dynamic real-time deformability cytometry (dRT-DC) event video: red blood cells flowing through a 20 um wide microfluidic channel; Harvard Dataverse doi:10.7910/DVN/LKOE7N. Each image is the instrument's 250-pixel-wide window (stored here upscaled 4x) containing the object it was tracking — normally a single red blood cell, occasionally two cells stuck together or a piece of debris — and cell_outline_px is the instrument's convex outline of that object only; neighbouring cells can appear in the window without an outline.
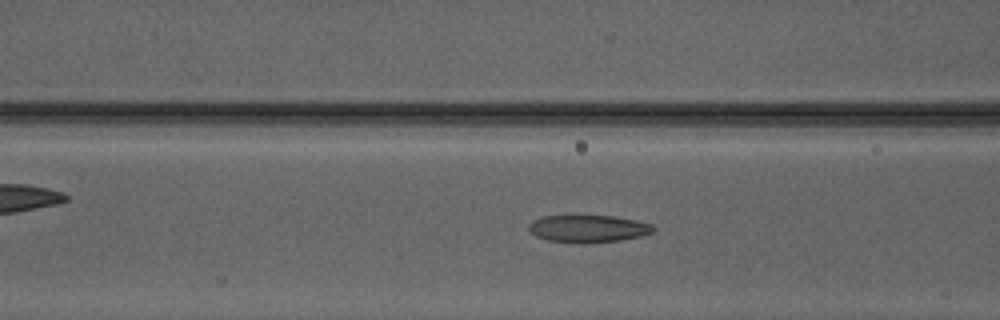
{"species": "Egyptian fruit bat (a non-hibernating species)", "species_latin": "Rousettus aegyptiacus", "temperature_condition": "warm", "stored_images_in_passage": 51, "camera_frame_rate_fps": 3000, "um_per_image_px": 0.085, "animal": {"sex": "male"}, "frame": {"image": 1, "passage_image": 21, "time_ms": 6.667, "image_size_px": [1000, 320], "cell_outline_px": [[656, 228], [652, 232], [640, 236], [620, 240], [588, 244], [580, 244], [548, 240], [536, 236], [528, 228], [528, 224], [532, 220], [540, 216], [568, 212], [576, 212], [612, 216], [636, 220], [652, 224]], "centroid_in_image_um": [49.92, 19.38], "position_along_channel_um": 116.7, "area_um2": 21.15}}
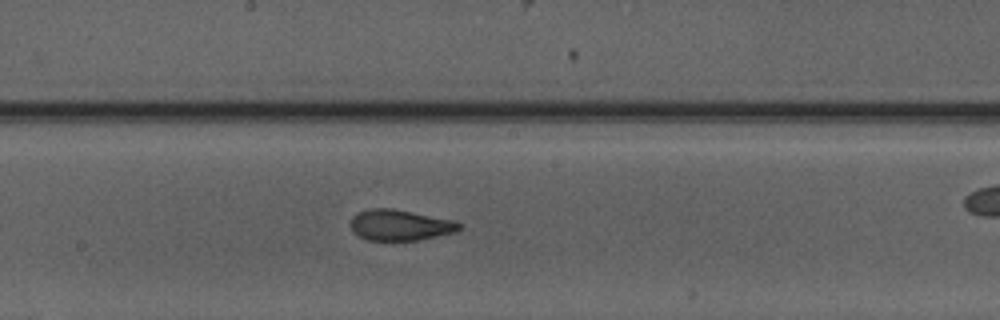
{"frame": {"image": 2, "passage_image": 28, "time_ms": 9.0, "image_size_px": [1000, 320], "cell_outline_px": [[460, 228], [456, 232], [416, 240], [368, 240], [352, 232], [352, 216], [356, 212], [368, 208], [392, 208], [456, 220], [460, 224]], "centroid_in_image_um": [33.99, 19.11], "position_along_channel_um": 214.2, "area_um2": 19.54}}
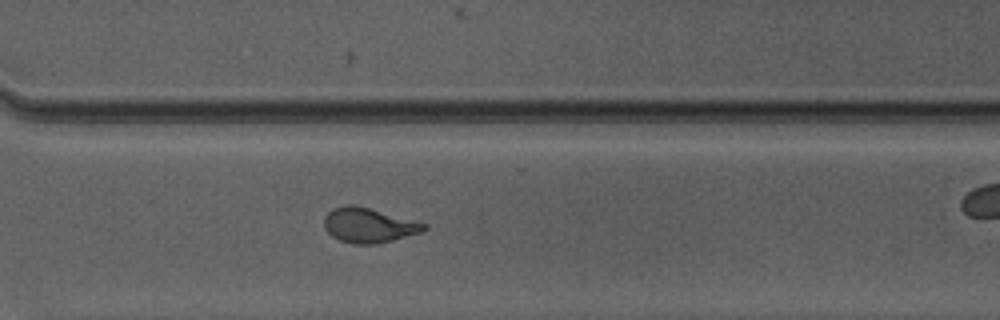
{"frame": {"image": 3, "passage_image": 37, "time_ms": 12.0, "image_size_px": [1000, 320], "cell_outline_px": [[428, 228], [420, 232], [392, 240], [376, 244], [352, 244], [340, 240], [332, 236], [324, 228], [324, 216], [332, 208], [348, 204], [352, 204], [368, 208], [428, 224]], "centroid_in_image_um": [31.3, 19.15], "position_along_channel_um": 339.3, "area_um2": 20.06}, "authors_computed_cell_mechanics": {"area_um2": 19.8832, "velocity_mm_per_s": 4.1754, "shape_relaxation_time_tau1_ms": null, "shape_relaxation_time_tau2_ms": 1.2654, "deformation_change_tau1": null, "deformation_change_tau2": 0.082}}